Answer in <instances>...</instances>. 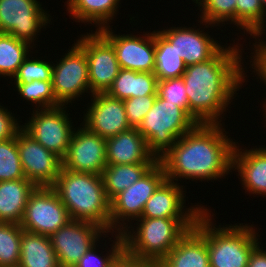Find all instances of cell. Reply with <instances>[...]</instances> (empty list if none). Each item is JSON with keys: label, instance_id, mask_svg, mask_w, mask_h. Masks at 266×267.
I'll list each match as a JSON object with an SVG mask.
<instances>
[{"label": "cell", "instance_id": "35", "mask_svg": "<svg viewBox=\"0 0 266 267\" xmlns=\"http://www.w3.org/2000/svg\"><path fill=\"white\" fill-rule=\"evenodd\" d=\"M28 55L23 63L19 66L17 73L11 81L14 83H30L34 80L52 81L53 62L38 59L41 57H29ZM14 79V80H13Z\"/></svg>", "mask_w": 266, "mask_h": 267}, {"label": "cell", "instance_id": "43", "mask_svg": "<svg viewBox=\"0 0 266 267\" xmlns=\"http://www.w3.org/2000/svg\"><path fill=\"white\" fill-rule=\"evenodd\" d=\"M264 12L266 13V0H261Z\"/></svg>", "mask_w": 266, "mask_h": 267}, {"label": "cell", "instance_id": "3", "mask_svg": "<svg viewBox=\"0 0 266 267\" xmlns=\"http://www.w3.org/2000/svg\"><path fill=\"white\" fill-rule=\"evenodd\" d=\"M51 188L66 206L71 220L94 223L110 233V200L101 175L61 168Z\"/></svg>", "mask_w": 266, "mask_h": 267}, {"label": "cell", "instance_id": "39", "mask_svg": "<svg viewBox=\"0 0 266 267\" xmlns=\"http://www.w3.org/2000/svg\"><path fill=\"white\" fill-rule=\"evenodd\" d=\"M255 43L252 45L253 52H251V61H250V67L253 69L252 73H256L255 76H257L260 79V82H264V85L266 84V44H264L261 39L255 38ZM253 66V67H252ZM262 80V81H261ZM265 102L263 103L262 107L266 105V98L264 99Z\"/></svg>", "mask_w": 266, "mask_h": 267}, {"label": "cell", "instance_id": "1", "mask_svg": "<svg viewBox=\"0 0 266 267\" xmlns=\"http://www.w3.org/2000/svg\"><path fill=\"white\" fill-rule=\"evenodd\" d=\"M235 44L224 45L205 62L186 66L182 74L188 112L197 123L221 124L222 114H226L235 94H239L237 91L246 82L243 44Z\"/></svg>", "mask_w": 266, "mask_h": 267}, {"label": "cell", "instance_id": "6", "mask_svg": "<svg viewBox=\"0 0 266 267\" xmlns=\"http://www.w3.org/2000/svg\"><path fill=\"white\" fill-rule=\"evenodd\" d=\"M197 124L186 109L157 95L137 130L146 139L149 152L159 161L181 136Z\"/></svg>", "mask_w": 266, "mask_h": 267}, {"label": "cell", "instance_id": "33", "mask_svg": "<svg viewBox=\"0 0 266 267\" xmlns=\"http://www.w3.org/2000/svg\"><path fill=\"white\" fill-rule=\"evenodd\" d=\"M18 95L27 102L35 104L33 109H49L61 106L56 100L52 88V81L34 80L30 83H15ZM38 104V105H37Z\"/></svg>", "mask_w": 266, "mask_h": 267}, {"label": "cell", "instance_id": "27", "mask_svg": "<svg viewBox=\"0 0 266 267\" xmlns=\"http://www.w3.org/2000/svg\"><path fill=\"white\" fill-rule=\"evenodd\" d=\"M155 164L107 165L102 179L107 198L111 201L116 195L129 188L144 176Z\"/></svg>", "mask_w": 266, "mask_h": 267}, {"label": "cell", "instance_id": "18", "mask_svg": "<svg viewBox=\"0 0 266 267\" xmlns=\"http://www.w3.org/2000/svg\"><path fill=\"white\" fill-rule=\"evenodd\" d=\"M187 27H170L158 30L174 46L186 66L202 63L211 59L224 45L205 30Z\"/></svg>", "mask_w": 266, "mask_h": 267}, {"label": "cell", "instance_id": "15", "mask_svg": "<svg viewBox=\"0 0 266 267\" xmlns=\"http://www.w3.org/2000/svg\"><path fill=\"white\" fill-rule=\"evenodd\" d=\"M112 29L109 25L98 31L112 44L120 68L152 73L155 65V30L142 35H120Z\"/></svg>", "mask_w": 266, "mask_h": 267}, {"label": "cell", "instance_id": "19", "mask_svg": "<svg viewBox=\"0 0 266 267\" xmlns=\"http://www.w3.org/2000/svg\"><path fill=\"white\" fill-rule=\"evenodd\" d=\"M179 184L165 179L145 203L140 218H198L206 207L197 203L186 208V190Z\"/></svg>", "mask_w": 266, "mask_h": 267}, {"label": "cell", "instance_id": "42", "mask_svg": "<svg viewBox=\"0 0 266 267\" xmlns=\"http://www.w3.org/2000/svg\"><path fill=\"white\" fill-rule=\"evenodd\" d=\"M259 243L251 252L247 267H266V249Z\"/></svg>", "mask_w": 266, "mask_h": 267}, {"label": "cell", "instance_id": "5", "mask_svg": "<svg viewBox=\"0 0 266 267\" xmlns=\"http://www.w3.org/2000/svg\"><path fill=\"white\" fill-rule=\"evenodd\" d=\"M196 220L197 218H139L134 223L137 226L130 225L121 233L124 250L134 257L159 263L194 228Z\"/></svg>", "mask_w": 266, "mask_h": 267}, {"label": "cell", "instance_id": "9", "mask_svg": "<svg viewBox=\"0 0 266 267\" xmlns=\"http://www.w3.org/2000/svg\"><path fill=\"white\" fill-rule=\"evenodd\" d=\"M41 4L37 0H0V33L35 46L41 29L52 19Z\"/></svg>", "mask_w": 266, "mask_h": 267}, {"label": "cell", "instance_id": "40", "mask_svg": "<svg viewBox=\"0 0 266 267\" xmlns=\"http://www.w3.org/2000/svg\"><path fill=\"white\" fill-rule=\"evenodd\" d=\"M13 116L8 107L0 105V141L15 138L17 132L22 128L20 121Z\"/></svg>", "mask_w": 266, "mask_h": 267}, {"label": "cell", "instance_id": "8", "mask_svg": "<svg viewBox=\"0 0 266 267\" xmlns=\"http://www.w3.org/2000/svg\"><path fill=\"white\" fill-rule=\"evenodd\" d=\"M66 105L49 109H35L22 128L44 148L61 159L66 155L75 129ZM72 121V122H71ZM73 127V128H72Z\"/></svg>", "mask_w": 266, "mask_h": 267}, {"label": "cell", "instance_id": "36", "mask_svg": "<svg viewBox=\"0 0 266 267\" xmlns=\"http://www.w3.org/2000/svg\"><path fill=\"white\" fill-rule=\"evenodd\" d=\"M107 235H112L111 238H116L111 240L112 245L111 249L105 250L107 253H104L105 256H101L98 253L97 243L93 245L78 261L75 267H111L113 261L118 257V255L124 250V240L121 233L113 232ZM97 246V247H96ZM97 249V250H96Z\"/></svg>", "mask_w": 266, "mask_h": 267}, {"label": "cell", "instance_id": "12", "mask_svg": "<svg viewBox=\"0 0 266 267\" xmlns=\"http://www.w3.org/2000/svg\"><path fill=\"white\" fill-rule=\"evenodd\" d=\"M91 32L80 34L76 40L88 61L90 95L106 93L120 70L112 44L98 30Z\"/></svg>", "mask_w": 266, "mask_h": 267}, {"label": "cell", "instance_id": "31", "mask_svg": "<svg viewBox=\"0 0 266 267\" xmlns=\"http://www.w3.org/2000/svg\"><path fill=\"white\" fill-rule=\"evenodd\" d=\"M200 10V24L209 28L225 26V22L236 25L237 0H192ZM204 23V24H203ZM221 23V24H220ZM210 25V26H209Z\"/></svg>", "mask_w": 266, "mask_h": 267}, {"label": "cell", "instance_id": "37", "mask_svg": "<svg viewBox=\"0 0 266 267\" xmlns=\"http://www.w3.org/2000/svg\"><path fill=\"white\" fill-rule=\"evenodd\" d=\"M158 95L188 111V99L182 77L158 81Z\"/></svg>", "mask_w": 266, "mask_h": 267}, {"label": "cell", "instance_id": "38", "mask_svg": "<svg viewBox=\"0 0 266 267\" xmlns=\"http://www.w3.org/2000/svg\"><path fill=\"white\" fill-rule=\"evenodd\" d=\"M157 95H145L123 100L128 123L131 128H138L143 118L150 111Z\"/></svg>", "mask_w": 266, "mask_h": 267}, {"label": "cell", "instance_id": "28", "mask_svg": "<svg viewBox=\"0 0 266 267\" xmlns=\"http://www.w3.org/2000/svg\"><path fill=\"white\" fill-rule=\"evenodd\" d=\"M185 70L186 65L174 46L158 30H155V65L152 73L157 80L182 77Z\"/></svg>", "mask_w": 266, "mask_h": 267}, {"label": "cell", "instance_id": "26", "mask_svg": "<svg viewBox=\"0 0 266 267\" xmlns=\"http://www.w3.org/2000/svg\"><path fill=\"white\" fill-rule=\"evenodd\" d=\"M18 267H60L50 237L23 230Z\"/></svg>", "mask_w": 266, "mask_h": 267}, {"label": "cell", "instance_id": "16", "mask_svg": "<svg viewBox=\"0 0 266 267\" xmlns=\"http://www.w3.org/2000/svg\"><path fill=\"white\" fill-rule=\"evenodd\" d=\"M106 166V139L90 132L82 124L74 129L66 155L62 158V168L102 175Z\"/></svg>", "mask_w": 266, "mask_h": 267}, {"label": "cell", "instance_id": "22", "mask_svg": "<svg viewBox=\"0 0 266 267\" xmlns=\"http://www.w3.org/2000/svg\"><path fill=\"white\" fill-rule=\"evenodd\" d=\"M158 267H210L206 240L192 228L158 263Z\"/></svg>", "mask_w": 266, "mask_h": 267}, {"label": "cell", "instance_id": "45", "mask_svg": "<svg viewBox=\"0 0 266 267\" xmlns=\"http://www.w3.org/2000/svg\"><path fill=\"white\" fill-rule=\"evenodd\" d=\"M261 39H262L261 41H262L264 44H266V41H264L263 37H262Z\"/></svg>", "mask_w": 266, "mask_h": 267}, {"label": "cell", "instance_id": "41", "mask_svg": "<svg viewBox=\"0 0 266 267\" xmlns=\"http://www.w3.org/2000/svg\"><path fill=\"white\" fill-rule=\"evenodd\" d=\"M111 267H158V263L134 257L123 250L113 261Z\"/></svg>", "mask_w": 266, "mask_h": 267}, {"label": "cell", "instance_id": "13", "mask_svg": "<svg viewBox=\"0 0 266 267\" xmlns=\"http://www.w3.org/2000/svg\"><path fill=\"white\" fill-rule=\"evenodd\" d=\"M103 234V235H102ZM107 232L86 221L70 220L50 236L60 267H75L81 257Z\"/></svg>", "mask_w": 266, "mask_h": 267}, {"label": "cell", "instance_id": "4", "mask_svg": "<svg viewBox=\"0 0 266 267\" xmlns=\"http://www.w3.org/2000/svg\"><path fill=\"white\" fill-rule=\"evenodd\" d=\"M209 210L199 215L194 229L207 242L210 267H247L252 250L261 243L257 228L247 223L218 227Z\"/></svg>", "mask_w": 266, "mask_h": 267}, {"label": "cell", "instance_id": "14", "mask_svg": "<svg viewBox=\"0 0 266 267\" xmlns=\"http://www.w3.org/2000/svg\"><path fill=\"white\" fill-rule=\"evenodd\" d=\"M15 137L25 178L36 187H51L62 168V159L44 148L23 128Z\"/></svg>", "mask_w": 266, "mask_h": 267}, {"label": "cell", "instance_id": "20", "mask_svg": "<svg viewBox=\"0 0 266 267\" xmlns=\"http://www.w3.org/2000/svg\"><path fill=\"white\" fill-rule=\"evenodd\" d=\"M244 149L238 142L235 143L232 170L238 171L237 174L240 176L238 178L245 193L249 192V195L256 194L264 198L266 195V146Z\"/></svg>", "mask_w": 266, "mask_h": 267}, {"label": "cell", "instance_id": "10", "mask_svg": "<svg viewBox=\"0 0 266 267\" xmlns=\"http://www.w3.org/2000/svg\"><path fill=\"white\" fill-rule=\"evenodd\" d=\"M53 63L52 88L56 100L61 105H68L76 99L91 93L88 61L85 51L75 42L71 49ZM55 64V65H54ZM84 94V95H83ZM82 95V96H81Z\"/></svg>", "mask_w": 266, "mask_h": 267}, {"label": "cell", "instance_id": "44", "mask_svg": "<svg viewBox=\"0 0 266 267\" xmlns=\"http://www.w3.org/2000/svg\"><path fill=\"white\" fill-rule=\"evenodd\" d=\"M263 112H265V113H263V116H264V114H265V116L263 117V118H266V105H264L263 106ZM265 124H266V119H265ZM266 126V125H265Z\"/></svg>", "mask_w": 266, "mask_h": 267}, {"label": "cell", "instance_id": "34", "mask_svg": "<svg viewBox=\"0 0 266 267\" xmlns=\"http://www.w3.org/2000/svg\"><path fill=\"white\" fill-rule=\"evenodd\" d=\"M25 178L16 137L0 141V182Z\"/></svg>", "mask_w": 266, "mask_h": 267}, {"label": "cell", "instance_id": "7", "mask_svg": "<svg viewBox=\"0 0 266 267\" xmlns=\"http://www.w3.org/2000/svg\"><path fill=\"white\" fill-rule=\"evenodd\" d=\"M165 179L164 167L158 161L138 181L116 195L110 201V233H122L132 224L130 221L136 222L147 200Z\"/></svg>", "mask_w": 266, "mask_h": 267}, {"label": "cell", "instance_id": "23", "mask_svg": "<svg viewBox=\"0 0 266 267\" xmlns=\"http://www.w3.org/2000/svg\"><path fill=\"white\" fill-rule=\"evenodd\" d=\"M35 188L26 178L0 182V222L20 224L28 198Z\"/></svg>", "mask_w": 266, "mask_h": 267}, {"label": "cell", "instance_id": "2", "mask_svg": "<svg viewBox=\"0 0 266 267\" xmlns=\"http://www.w3.org/2000/svg\"><path fill=\"white\" fill-rule=\"evenodd\" d=\"M225 130L222 123H198L181 136L159 160L166 179L179 183L180 179L214 182L226 178L232 172L236 142L229 138Z\"/></svg>", "mask_w": 266, "mask_h": 267}, {"label": "cell", "instance_id": "11", "mask_svg": "<svg viewBox=\"0 0 266 267\" xmlns=\"http://www.w3.org/2000/svg\"><path fill=\"white\" fill-rule=\"evenodd\" d=\"M71 218L51 187H36L30 194L20 226L24 231L51 236Z\"/></svg>", "mask_w": 266, "mask_h": 267}, {"label": "cell", "instance_id": "25", "mask_svg": "<svg viewBox=\"0 0 266 267\" xmlns=\"http://www.w3.org/2000/svg\"><path fill=\"white\" fill-rule=\"evenodd\" d=\"M158 80L153 73L120 68L118 76L106 92L112 98L125 100L145 95H158Z\"/></svg>", "mask_w": 266, "mask_h": 267}, {"label": "cell", "instance_id": "32", "mask_svg": "<svg viewBox=\"0 0 266 267\" xmlns=\"http://www.w3.org/2000/svg\"><path fill=\"white\" fill-rule=\"evenodd\" d=\"M23 229L20 224L0 222V267H18Z\"/></svg>", "mask_w": 266, "mask_h": 267}, {"label": "cell", "instance_id": "24", "mask_svg": "<svg viewBox=\"0 0 266 267\" xmlns=\"http://www.w3.org/2000/svg\"><path fill=\"white\" fill-rule=\"evenodd\" d=\"M121 0H67L70 18L75 22L95 24L96 30L109 26L116 17ZM87 23V24H86Z\"/></svg>", "mask_w": 266, "mask_h": 267}, {"label": "cell", "instance_id": "21", "mask_svg": "<svg viewBox=\"0 0 266 267\" xmlns=\"http://www.w3.org/2000/svg\"><path fill=\"white\" fill-rule=\"evenodd\" d=\"M106 160L107 165L158 162L149 152L147 141L137 128H131L106 139Z\"/></svg>", "mask_w": 266, "mask_h": 267}, {"label": "cell", "instance_id": "30", "mask_svg": "<svg viewBox=\"0 0 266 267\" xmlns=\"http://www.w3.org/2000/svg\"><path fill=\"white\" fill-rule=\"evenodd\" d=\"M266 13L261 0L236 1V26L250 34L252 38H261L266 31ZM246 32V33H245Z\"/></svg>", "mask_w": 266, "mask_h": 267}, {"label": "cell", "instance_id": "29", "mask_svg": "<svg viewBox=\"0 0 266 267\" xmlns=\"http://www.w3.org/2000/svg\"><path fill=\"white\" fill-rule=\"evenodd\" d=\"M33 48L10 34L0 33V77L13 78Z\"/></svg>", "mask_w": 266, "mask_h": 267}, {"label": "cell", "instance_id": "17", "mask_svg": "<svg viewBox=\"0 0 266 267\" xmlns=\"http://www.w3.org/2000/svg\"><path fill=\"white\" fill-rule=\"evenodd\" d=\"M90 98L81 123L90 132L107 139L131 129L123 100L112 98L107 93H95Z\"/></svg>", "mask_w": 266, "mask_h": 267}]
</instances>
